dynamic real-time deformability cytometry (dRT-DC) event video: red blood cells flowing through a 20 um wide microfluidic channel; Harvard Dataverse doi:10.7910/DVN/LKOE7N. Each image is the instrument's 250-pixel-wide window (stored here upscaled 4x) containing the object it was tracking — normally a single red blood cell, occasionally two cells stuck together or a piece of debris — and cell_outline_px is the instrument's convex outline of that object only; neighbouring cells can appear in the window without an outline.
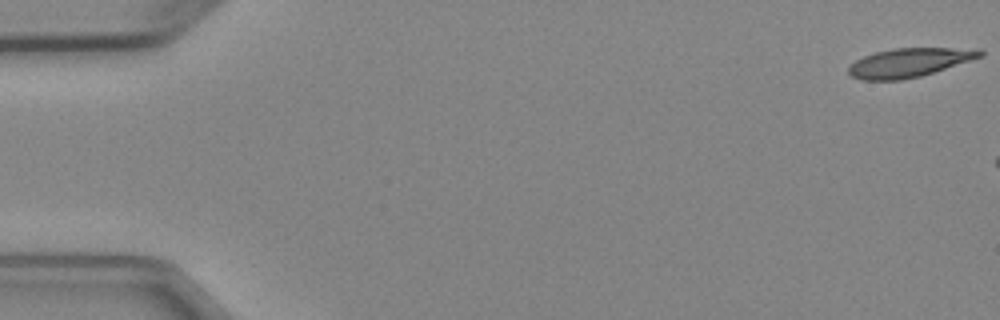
{"species": "Egyptian fruit bat (a non-hibernating species)", "species_latin": "Rousettus aegyptiacus", "temperature_condition": "cold", "stored_images_in_passage": 6, "camera_frame_rate_fps": 3000, "um_per_image_px": 0.085, "animal": {"sex": "female"}, "frame": {"image": 1, "passage_image": 1, "time_ms": 0.0, "image_size_px": [1000, 320], "cell_outline_px": [[984, 56], [920, 76], [900, 80], [860, 80], [852, 76], [848, 72], [848, 68], [856, 60], [864, 56], [876, 52], [896, 48], [980, 48], [984, 52]], "centroid_in_image_um": [77.32, 5.31], "position_along_channel_um": 7.7, "area_um2": 22.02}}
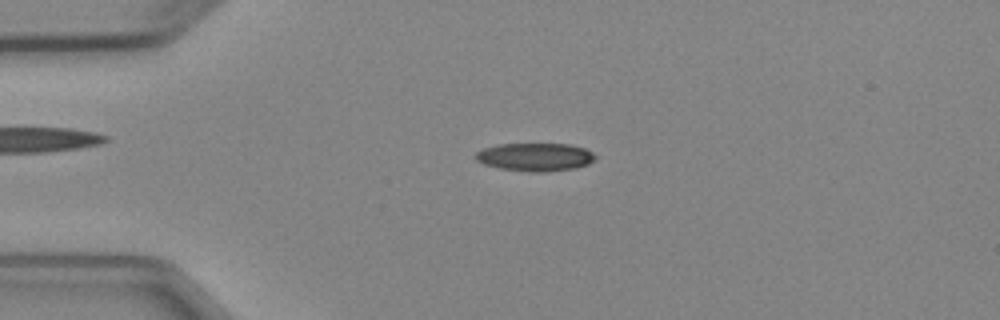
{"frame": {"image": 2, "passage_image": 5, "time_ms": 5.667, "image_size_px": [1000, 320], "cell_outline_px": [[596, 160], [588, 164], [576, 168], [544, 172], [532, 172], [500, 168], [484, 164], [476, 160], [476, 152], [484, 148], [500, 144], [572, 144], [584, 148], [592, 152], [596, 156]], "centroid_in_image_um": [45.53, 13.34], "position_along_channel_um": 39.5, "area_um2": 19.59}}